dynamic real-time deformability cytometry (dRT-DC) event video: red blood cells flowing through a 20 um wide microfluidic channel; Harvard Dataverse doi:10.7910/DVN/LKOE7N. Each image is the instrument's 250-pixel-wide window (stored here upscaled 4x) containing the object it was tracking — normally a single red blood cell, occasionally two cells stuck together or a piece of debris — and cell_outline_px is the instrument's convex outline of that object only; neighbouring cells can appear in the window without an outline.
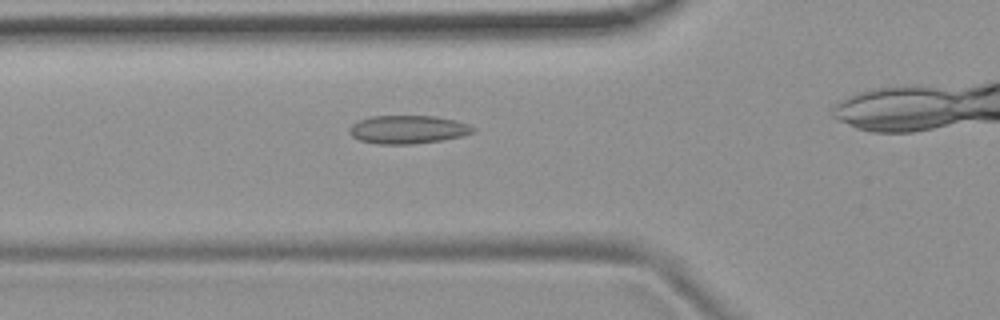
{"species": "common noctule bat (a hibernating species)", "species_latin": "Nyctalus noctula", "temperature_condition": "room temperature", "stored_images_in_passage": 32, "camera_frame_rate_fps": 3000, "um_per_image_px": 0.085, "animal": {"sex": "female", "body_mass_g": 19.9}, "frame": {"image": 1, "passage_image": 8, "time_ms": 2.333, "image_size_px": [1000, 320], "cell_outline_px": [[476, 132], [464, 136], [440, 140], [412, 144], [376, 144], [360, 140], [352, 136], [348, 132], [348, 128], [352, 124], [360, 120], [372, 116], [436, 116], [456, 120], [468, 124], [476, 128]], "centroid_in_image_um": [34.69, 11.01], "position_along_channel_um": 91.1, "area_um2": 20.52}}
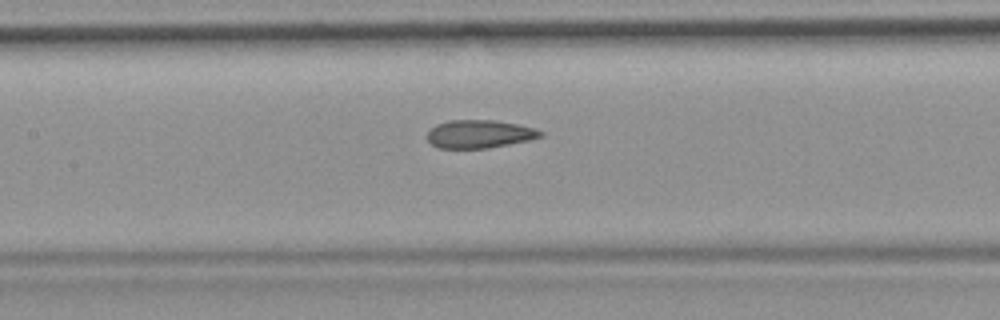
{"frame": {"image": 2, "passage_image": 14, "time_ms": 4.333, "image_size_px": [1000, 320], "cell_outline_px": [[544, 136], [532, 140], [488, 148], [436, 148], [428, 140], [428, 132], [436, 124], [452, 120], [492, 120], [516, 124], [536, 128], [544, 132]], "centroid_in_image_um": [40.8, 11.4], "position_along_channel_um": 166.6, "area_um2": 18.61}}
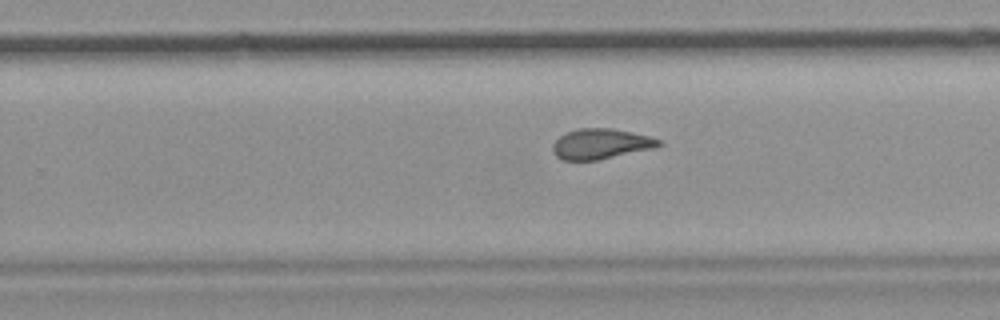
{"frame": {"image": 3, "passage_image": 23, "time_ms": 7.333, "image_size_px": [1000, 320], "cell_outline_px": [[664, 144], [652, 148], [596, 160], [564, 160], [556, 156], [552, 152], [552, 144], [560, 136], [576, 128], [612, 128], [632, 132], [648, 136], [660, 140]], "centroid_in_image_um": [51.03, 12.22], "position_along_channel_um": 278.8, "area_um2": 18.55}}